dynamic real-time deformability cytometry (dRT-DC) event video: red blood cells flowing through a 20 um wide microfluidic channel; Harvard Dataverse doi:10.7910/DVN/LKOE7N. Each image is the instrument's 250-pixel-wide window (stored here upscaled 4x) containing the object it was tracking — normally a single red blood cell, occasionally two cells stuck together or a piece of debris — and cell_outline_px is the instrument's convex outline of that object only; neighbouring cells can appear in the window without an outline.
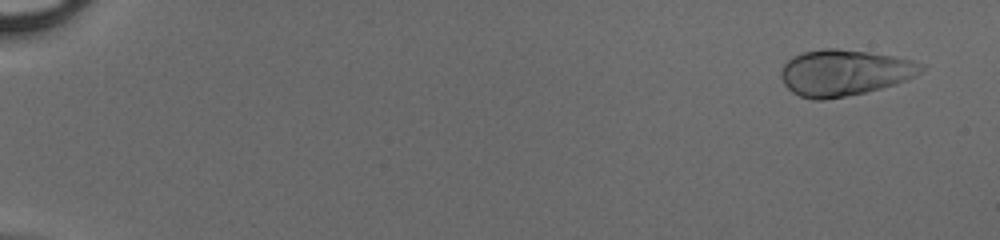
{"species": "human", "species_latin": "Homo sapiens", "temperature_condition": "cold", "stored_images_in_passage": 50, "camera_frame_rate_fps": 3000, "um_per_image_px": 0.085, "donor": {"sex": "male"}, "frame": {"image": 1, "passage_image": 3, "time_ms": 0.667, "image_size_px": [1000, 240], "cell_outline_px": [[924, 68], [920, 72], [908, 80], [896, 84], [864, 92], [824, 100], [812, 100], [800, 96], [792, 92], [784, 84], [780, 76], [780, 72], [784, 64], [792, 56], [804, 52], [824, 48], [836, 48], [868, 52], [892, 56], [912, 60], [924, 64]], "centroid_in_image_um": [71.75, 6.17], "position_along_channel_um": 13.3, "area_um2": 37.63}}
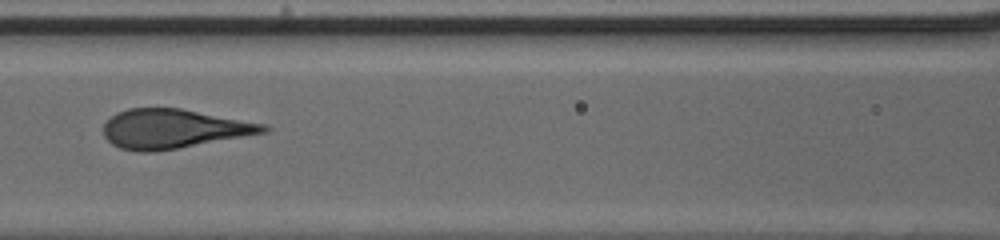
{"frame": {"image": 2, "passage_image": 25, "time_ms": 8.0, "image_size_px": [1000, 240], "cell_outline_px": [[272, 128], [268, 132], [156, 152], [140, 152], [120, 148], [112, 144], [104, 136], [104, 124], [116, 112], [128, 108], [180, 108], [268, 124]], "centroid_in_image_um": [14.78, 10.95], "position_along_channel_um": 151.8, "area_um2": 36.7}}
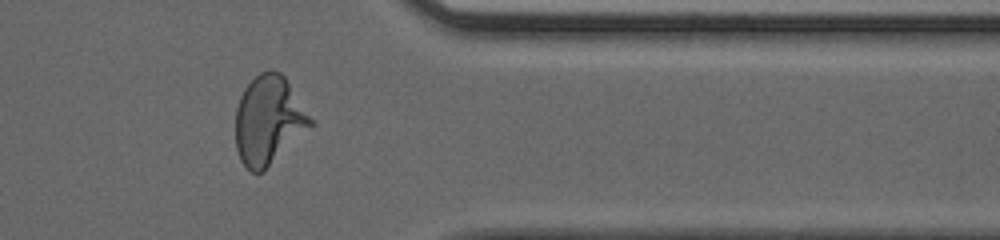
{"frame": {"image": 3, "passage_image": 42, "time_ms": 13.667, "image_size_px": [1000, 240], "cell_outline_px": [[312, 124], [264, 172], [252, 172], [240, 160], [236, 148], [236, 108], [240, 96], [244, 88], [260, 72], [272, 68], [280, 72], [284, 76], [312, 120]], "centroid_in_image_um": [22.79, 10.22], "position_along_channel_um": 388.6, "area_um2": 38.15}}